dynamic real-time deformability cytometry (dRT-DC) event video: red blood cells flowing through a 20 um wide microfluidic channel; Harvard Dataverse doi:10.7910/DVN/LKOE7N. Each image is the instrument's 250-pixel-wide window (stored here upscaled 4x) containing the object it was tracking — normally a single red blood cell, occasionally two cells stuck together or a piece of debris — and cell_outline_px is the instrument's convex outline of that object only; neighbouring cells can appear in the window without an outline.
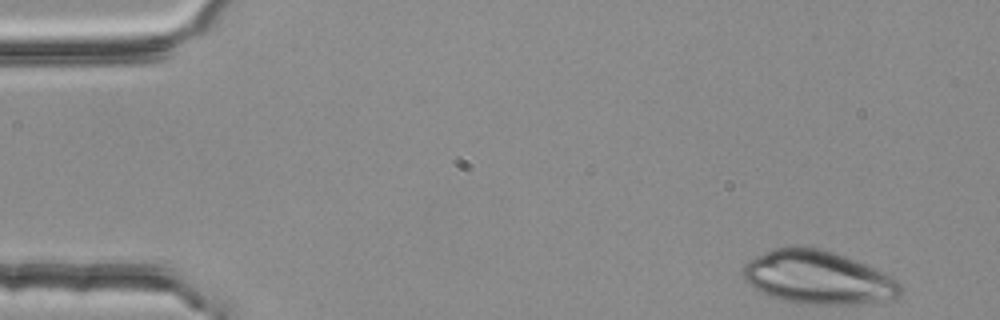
{"species": "common noctule bat (a hibernating species)", "species_latin": "Nyctalus noctula", "temperature_condition": "room temperature", "stored_images_in_passage": 45, "camera_frame_rate_fps": 3000, "um_per_image_px": 0.085, "animal": {"sex": "female", "body_mass_g": 25.1}, "frame": {"image": 1, "passage_image": 1, "time_ms": 0.0, "image_size_px": [1000, 320], "cell_outline_px": [[900, 296], [896, 300], [872, 304], [812, 304], [784, 300], [772, 296], [756, 288], [744, 280], [740, 272], [744, 264], [756, 256], [764, 252], [776, 248], [816, 248], [832, 252], [844, 256], [884, 272], [896, 280], [900, 284]], "centroid_in_image_um": [69.58, 23.62], "position_along_channel_um": 15.4, "area_um2": 48.44}}
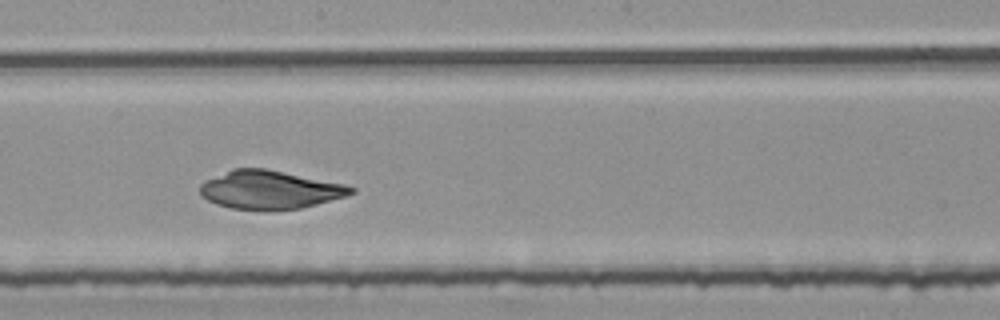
{"frame": {"image": 2, "passage_image": 27, "time_ms": 8.667, "image_size_px": [1000, 320], "cell_outline_px": [[356, 192], [344, 196], [316, 204], [300, 208], [228, 208], [216, 204], [200, 196], [200, 184], [204, 180], [232, 168], [264, 168], [344, 184], [356, 188]], "centroid_in_image_um": [22.88, 16.1], "position_along_channel_um": 225.3, "area_um2": 33.12}}
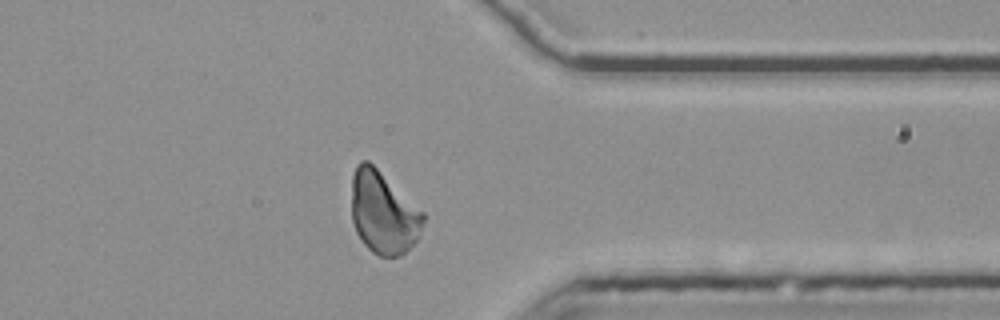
{"frame": {"image": 3, "passage_image": 40, "time_ms": 13.0, "image_size_px": [1000, 320], "cell_outline_px": [[424, 220], [420, 232], [416, 240], [400, 256], [380, 256], [372, 252], [364, 244], [356, 232], [352, 220], [352, 176], [356, 164], [360, 160], [368, 160], [424, 212]], "centroid_in_image_um": [32.56, 18.06], "position_along_channel_um": 378.8, "area_um2": 34.22}}